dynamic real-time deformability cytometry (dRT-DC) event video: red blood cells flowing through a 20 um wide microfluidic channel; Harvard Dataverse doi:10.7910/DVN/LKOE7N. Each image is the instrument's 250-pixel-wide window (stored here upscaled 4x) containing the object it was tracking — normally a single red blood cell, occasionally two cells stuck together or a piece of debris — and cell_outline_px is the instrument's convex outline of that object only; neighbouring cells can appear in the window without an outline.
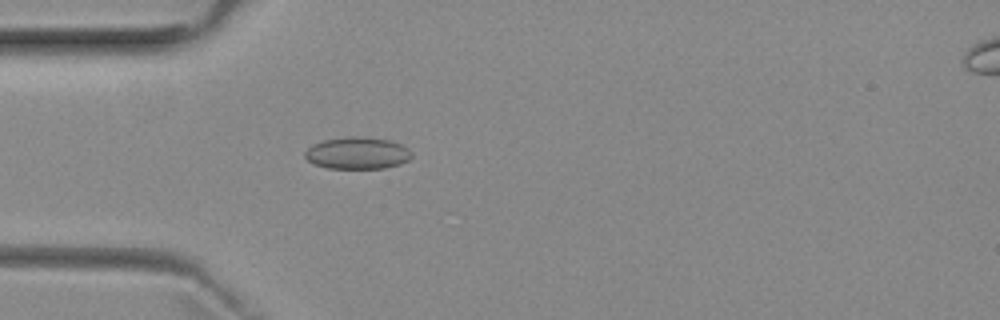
{"species": "common noctule bat (a hibernating species)", "species_latin": "Nyctalus noctula", "temperature_condition": "room temperature", "stored_images_in_passage": 22, "camera_frame_rate_fps": 3000, "um_per_image_px": 0.085, "animal": {"sex": "female", "body_mass_g": 29.2, "forearm_length_mm": 56.3}, "frame": {"image": 1, "passage_image": 13, "time_ms": 4.0, "image_size_px": [1000, 320], "cell_outline_px": [[412, 156], [408, 160], [400, 164], [384, 168], [328, 168], [316, 164], [308, 160], [304, 156], [304, 152], [312, 144], [324, 140], [352, 136], [356, 136], [392, 140], [408, 148], [412, 152]], "centroid_in_image_um": [30.39, 13.01], "position_along_channel_um": 54.6, "area_um2": 19.83}}
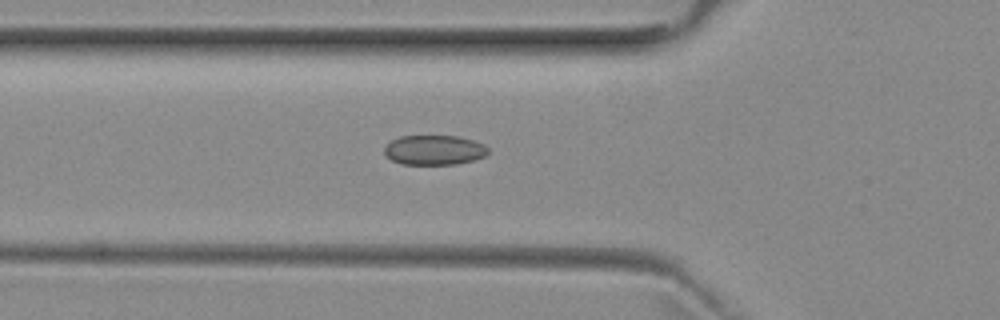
{"frame": {"image": 2, "passage_image": 16, "time_ms": 5.0, "image_size_px": [1000, 320], "cell_outline_px": [[488, 152], [484, 156], [472, 160], [456, 164], [400, 164], [392, 160], [384, 152], [384, 148], [392, 140], [400, 136], [456, 136], [472, 140], [484, 144], [488, 148]], "centroid_in_image_um": [36.9, 12.75], "position_along_channel_um": 88.9, "area_um2": 17.8}}
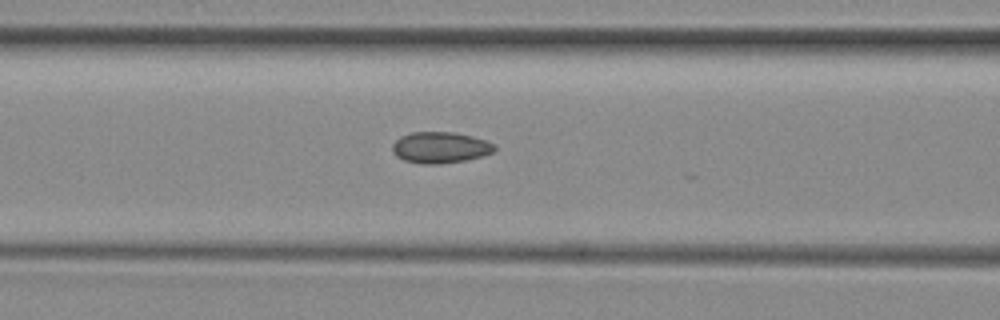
{"frame": {"image": 3, "passage_image": 19, "time_ms": 6.0, "image_size_px": [1000, 320], "cell_outline_px": [[496, 148], [492, 152], [468, 160], [440, 164], [420, 164], [404, 160], [396, 156], [392, 152], [392, 144], [400, 136], [412, 132], [452, 132], [472, 136], [496, 144]], "centroid_in_image_um": [37.39, 12.54], "position_along_channel_um": 129.2, "area_um2": 18.67}}